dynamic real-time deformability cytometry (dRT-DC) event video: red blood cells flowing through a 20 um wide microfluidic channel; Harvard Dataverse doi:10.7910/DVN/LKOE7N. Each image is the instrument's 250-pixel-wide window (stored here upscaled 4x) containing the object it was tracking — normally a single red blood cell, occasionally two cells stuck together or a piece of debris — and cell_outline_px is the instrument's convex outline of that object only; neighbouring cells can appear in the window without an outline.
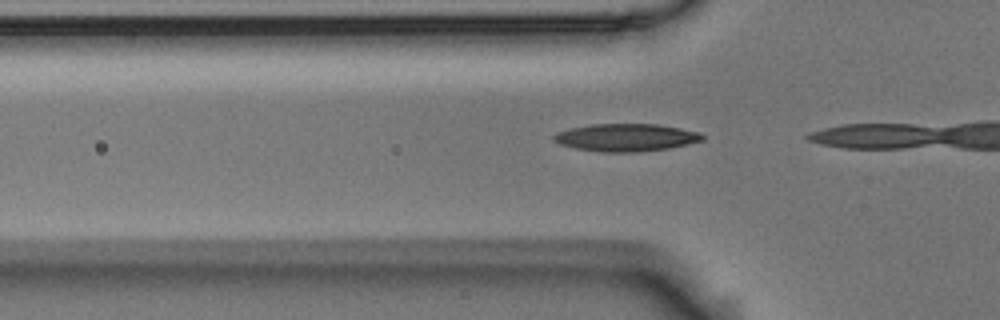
{"species": "Egyptian fruit bat (a non-hibernating species)", "species_latin": "Rousettus aegyptiacus", "temperature_condition": "room temperature", "stored_images_in_passage": 4, "camera_frame_rate_fps": 3000, "um_per_image_px": 0.085, "animal": {"sex": "male"}, "frame": {"image": 1, "passage_image": 2, "time_ms": 0.333, "image_size_px": [1000, 320], "cell_outline_px": [[704, 140], [688, 144], [668, 148], [636, 152], [604, 152], [576, 148], [560, 144], [552, 140], [552, 136], [556, 132], [572, 128], [592, 124], [656, 124], [680, 128], [700, 132], [704, 136]], "centroid_in_image_um": [53.21, 11.68], "position_along_channel_um": 72.6, "area_um2": 23.81}}